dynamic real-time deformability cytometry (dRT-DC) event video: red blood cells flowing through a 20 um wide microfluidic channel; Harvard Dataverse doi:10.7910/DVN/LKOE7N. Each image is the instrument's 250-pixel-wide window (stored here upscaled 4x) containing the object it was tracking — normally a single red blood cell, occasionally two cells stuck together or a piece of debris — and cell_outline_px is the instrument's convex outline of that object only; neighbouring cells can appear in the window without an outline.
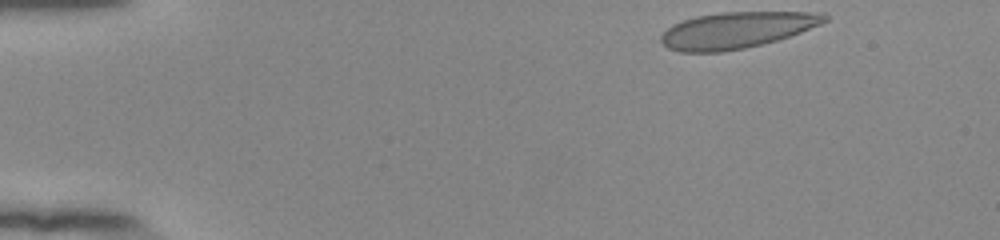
{"species": "human", "species_latin": "Homo sapiens", "temperature_condition": "room temperature", "stored_images_in_passage": 47, "camera_frame_rate_fps": 3000, "um_per_image_px": 0.085, "donor": {"sex": "female"}, "frame": {"image": 1, "passage_image": 1, "time_ms": 0.0, "image_size_px": [1000, 240], "cell_outline_px": [[828, 20], [820, 24], [800, 32], [776, 40], [744, 48], [720, 52], [680, 52], [668, 48], [660, 40], [660, 36], [672, 24], [696, 16], [720, 12], [824, 12], [828, 16]], "centroid_in_image_um": [62.6, 2.55], "position_along_channel_um": 22.4, "area_um2": 34.39}}
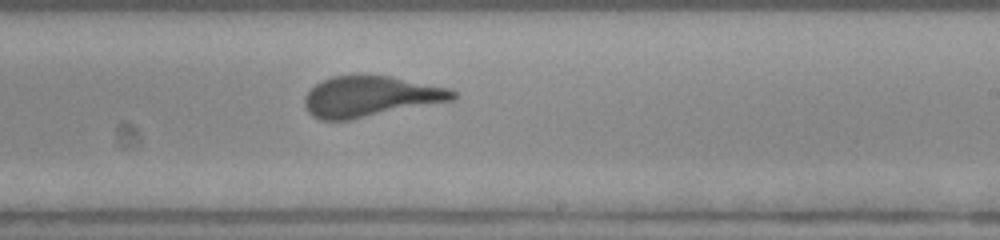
{"frame": {"image": 2, "passage_image": 27, "time_ms": 8.667, "image_size_px": [1000, 240], "cell_outline_px": [[456, 100], [348, 120], [320, 120], [312, 116], [308, 112], [304, 104], [304, 96], [320, 80], [332, 76], [356, 72], [392, 76], [452, 88], [456, 92]], "centroid_in_image_um": [31.49, 8.16], "position_along_channel_um": 257.5, "area_um2": 36.18}}
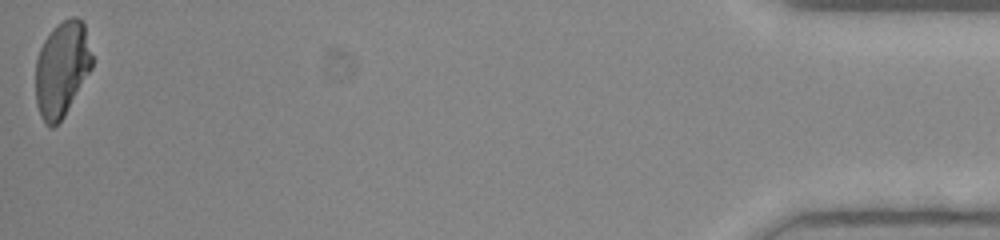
{"frame": {"image": 3, "passage_image": 47, "time_ms": 15.333, "image_size_px": [1000, 240], "cell_outline_px": [[92, 68], [64, 116], [52, 128], [48, 128], [44, 124], [40, 116], [36, 104], [36, 60], [40, 48], [44, 40], [52, 28], [56, 24], [72, 16], [76, 16], [84, 24], [92, 56]], "centroid_in_image_um": [5.24, 5.87], "position_along_channel_um": 430.0, "area_um2": 31.39}, "authors_computed_cell_mechanics": {"area_um2": 35.3736, "velocity_mm_per_s": 3.8928, "shape_relaxation_time_tau1_ms": 4.4322, "shape_relaxation_time_tau2_ms": null, "deformation_change_tau1": 0.185, "deformation_change_tau2": null}}